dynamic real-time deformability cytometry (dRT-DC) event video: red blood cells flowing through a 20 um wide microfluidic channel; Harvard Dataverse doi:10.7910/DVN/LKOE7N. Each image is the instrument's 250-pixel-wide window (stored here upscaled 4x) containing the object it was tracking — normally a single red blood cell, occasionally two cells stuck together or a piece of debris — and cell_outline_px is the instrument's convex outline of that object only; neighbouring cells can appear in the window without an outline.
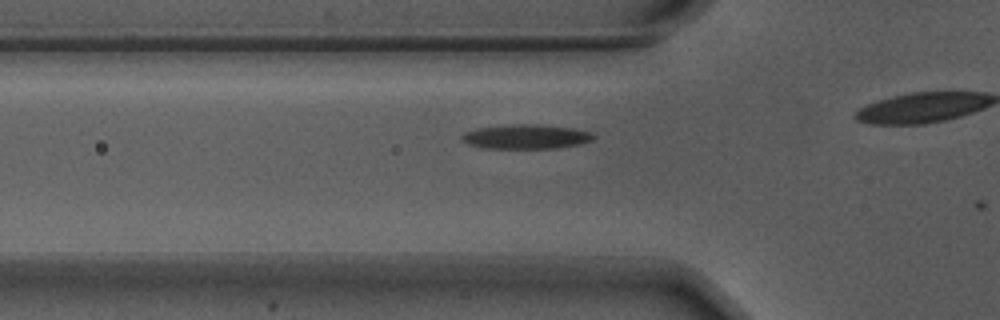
{"species": "Egyptian fruit bat (a non-hibernating species)", "species_latin": "Rousettus aegyptiacus", "temperature_condition": "warm", "stored_images_in_passage": 15, "camera_frame_rate_fps": 3000, "um_per_image_px": 0.085, "animal": {"sex": "male"}, "frame": {"image": 1, "passage_image": 14, "time_ms": 4.333, "image_size_px": [1000, 320], "cell_outline_px": [[596, 136], [592, 140], [580, 144], [556, 148], [488, 148], [468, 144], [460, 140], [460, 136], [464, 132], [476, 128], [516, 124], [544, 124], [576, 128], [592, 132]], "centroid_in_image_um": [44.74, 11.6], "position_along_channel_um": 81.1, "area_um2": 18.96}}